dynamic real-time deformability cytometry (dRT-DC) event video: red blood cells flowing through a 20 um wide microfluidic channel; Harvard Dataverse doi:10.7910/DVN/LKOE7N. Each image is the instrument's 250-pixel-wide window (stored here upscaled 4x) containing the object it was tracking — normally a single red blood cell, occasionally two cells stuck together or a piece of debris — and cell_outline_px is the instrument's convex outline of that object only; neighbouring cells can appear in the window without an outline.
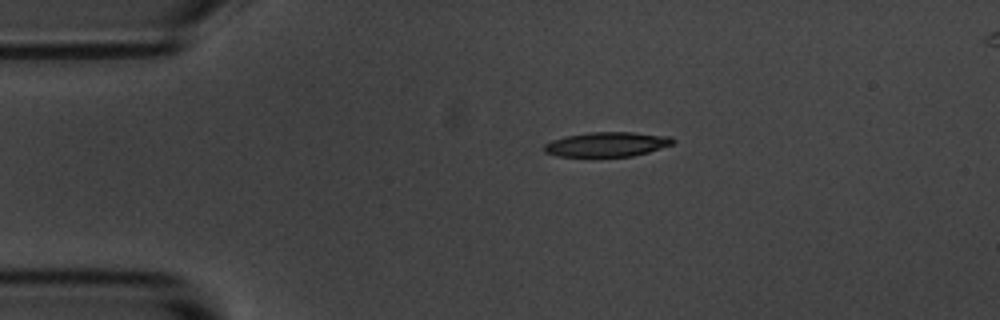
{"species": "common noctule bat (a hibernating species)", "species_latin": "Nyctalus noctula", "temperature_condition": "room temperature", "stored_images_in_passage": 3, "segment_of_instrument_passage": [1, 2], "camera_frame_rate_fps": 3000, "um_per_image_px": 0.085, "animal": {"sex": "male", "body_mass_g": 20.1, "forearm_length_mm": 53.5}, "frame": {"image": 1, "passage_image": 1, "time_ms": 0.0, "image_size_px": [1000, 320], "cell_outline_px": [[676, 140], [672, 144], [648, 152], [632, 156], [556, 156], [544, 152], [544, 144], [552, 140], [564, 136], [592, 132], [632, 132], [672, 136]], "centroid_in_image_um": [51.59, 12.26], "position_along_channel_um": 33.4, "area_um2": 18.44}}